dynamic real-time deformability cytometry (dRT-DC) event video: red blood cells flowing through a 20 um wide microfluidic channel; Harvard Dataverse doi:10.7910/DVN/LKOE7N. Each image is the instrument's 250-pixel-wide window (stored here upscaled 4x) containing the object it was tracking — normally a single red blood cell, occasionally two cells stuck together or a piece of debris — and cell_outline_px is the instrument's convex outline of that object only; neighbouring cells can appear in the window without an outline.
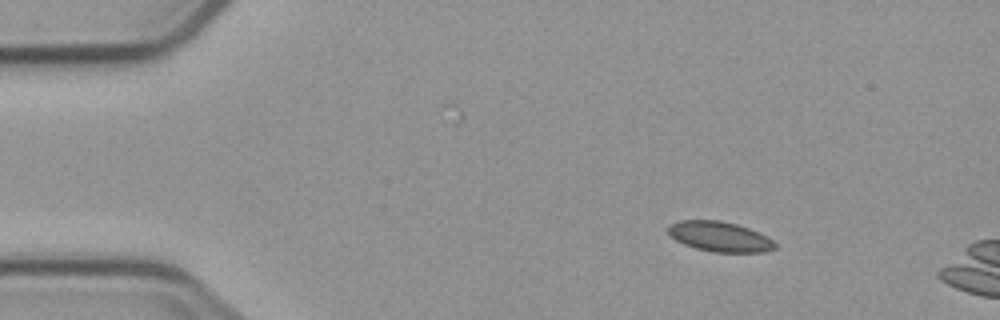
{"species": "common noctule bat (a hibernating species)", "species_latin": "Nyctalus noctula", "temperature_condition": "cold", "stored_images_in_passage": 4, "camera_frame_rate_fps": 3000, "um_per_image_px": 0.085, "animal": {"sex": "male", "body_mass_g": 23.1, "forearm_length_mm": 52.7}, "frame": {"image": 1, "passage_image": 1, "time_ms": 0.0, "image_size_px": [1000, 320], "cell_outline_px": [[776, 248], [764, 252], [712, 252], [696, 248], [684, 244], [676, 240], [668, 232], [668, 224], [680, 220], [720, 220], [736, 224], [760, 232], [768, 236], [776, 244]], "centroid_in_image_um": [61.19, 20.1], "position_along_channel_um": 23.8, "area_um2": 18.79}}